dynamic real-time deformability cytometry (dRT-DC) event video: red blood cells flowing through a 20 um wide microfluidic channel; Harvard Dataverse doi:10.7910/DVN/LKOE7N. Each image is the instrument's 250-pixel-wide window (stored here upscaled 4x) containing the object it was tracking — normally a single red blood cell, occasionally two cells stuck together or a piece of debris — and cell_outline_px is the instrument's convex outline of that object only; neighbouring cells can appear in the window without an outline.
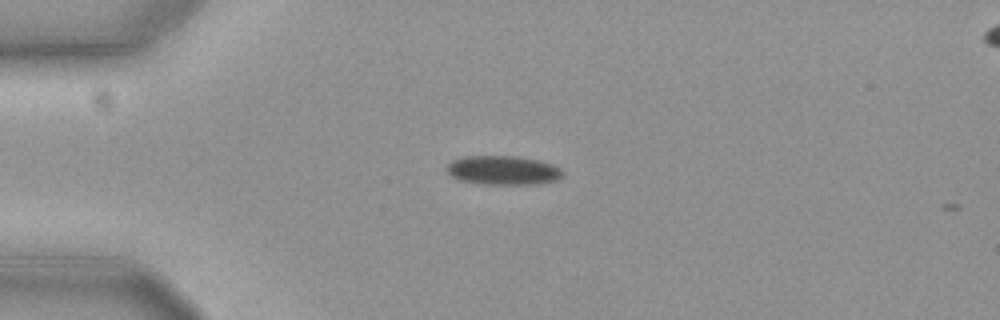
{"species": "common noctule bat (a hibernating species)", "species_latin": "Nyctalus noctula", "temperature_condition": "cold", "stored_images_in_passage": 2, "camera_frame_rate_fps": 3000, "um_per_image_px": 0.085, "animal": {"sex": "female", "body_mass_g": 19.3, "forearm_length_mm": 54.1}, "frame": {"image": 1, "passage_image": 1, "time_ms": 0.0, "image_size_px": [1000, 320], "cell_outline_px": [[564, 172], [556, 180], [536, 184], [480, 184], [460, 180], [452, 176], [448, 172], [448, 164], [452, 160], [464, 156], [516, 156], [540, 160], [552, 164], [560, 168]], "centroid_in_image_um": [42.77, 14.47], "position_along_channel_um": 42.2, "area_um2": 19.59}}